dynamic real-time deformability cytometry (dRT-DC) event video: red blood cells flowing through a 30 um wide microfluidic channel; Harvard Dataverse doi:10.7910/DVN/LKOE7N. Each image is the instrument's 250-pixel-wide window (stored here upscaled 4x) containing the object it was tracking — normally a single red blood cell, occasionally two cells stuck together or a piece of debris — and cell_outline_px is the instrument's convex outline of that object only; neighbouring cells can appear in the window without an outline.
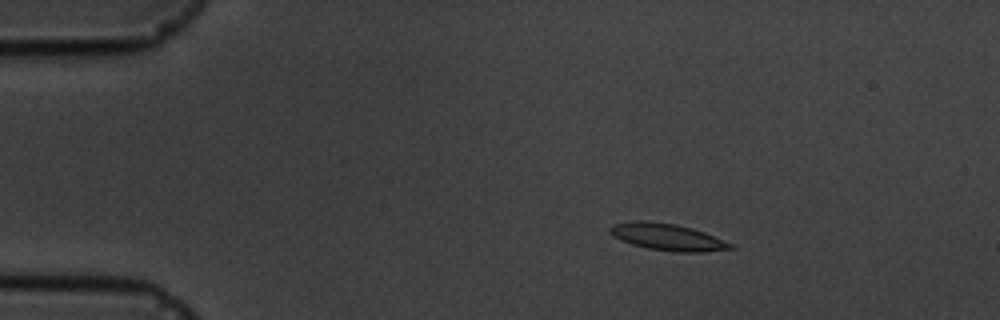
{"species": "common noctule bat (a hibernating species)", "species_latin": "Nyctalus noctula", "temperature_condition": "cold", "stored_images_in_passage": 4, "camera_frame_rate_fps": 3000, "um_per_image_px": 0.085, "animal": {"sex": "male", "body_mass_g": 19.5, "forearm_length_mm": 54.6}, "frame": {"image": 1, "passage_image": 2, "time_ms": 1.333, "image_size_px": [1000, 320], "cell_outline_px": [[736, 248], [704, 252], [676, 252], [648, 248], [632, 244], [620, 240], [608, 232], [608, 228], [612, 224], [632, 220], [644, 220], [676, 224], [692, 228], [704, 232], [732, 244]], "centroid_in_image_um": [56.68, 20.13], "position_along_channel_um": 28.3, "area_um2": 18.9}}